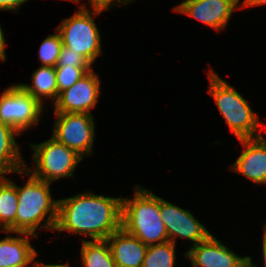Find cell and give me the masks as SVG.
<instances>
[{"label": "cell", "instance_id": "23", "mask_svg": "<svg viewBox=\"0 0 266 267\" xmlns=\"http://www.w3.org/2000/svg\"><path fill=\"white\" fill-rule=\"evenodd\" d=\"M93 66L85 57L70 48L62 46L56 66Z\"/></svg>", "mask_w": 266, "mask_h": 267}, {"label": "cell", "instance_id": "20", "mask_svg": "<svg viewBox=\"0 0 266 267\" xmlns=\"http://www.w3.org/2000/svg\"><path fill=\"white\" fill-rule=\"evenodd\" d=\"M176 245L167 241L147 246L142 267H175Z\"/></svg>", "mask_w": 266, "mask_h": 267}, {"label": "cell", "instance_id": "27", "mask_svg": "<svg viewBox=\"0 0 266 267\" xmlns=\"http://www.w3.org/2000/svg\"><path fill=\"white\" fill-rule=\"evenodd\" d=\"M263 236H262V258H263V266L266 267V223L263 226Z\"/></svg>", "mask_w": 266, "mask_h": 267}, {"label": "cell", "instance_id": "2", "mask_svg": "<svg viewBox=\"0 0 266 267\" xmlns=\"http://www.w3.org/2000/svg\"><path fill=\"white\" fill-rule=\"evenodd\" d=\"M16 174L29 177L23 186L17 185L16 232L38 236V229L54 231L58 218V199H53L51 195L52 184L32 176L25 169Z\"/></svg>", "mask_w": 266, "mask_h": 267}, {"label": "cell", "instance_id": "1", "mask_svg": "<svg viewBox=\"0 0 266 267\" xmlns=\"http://www.w3.org/2000/svg\"><path fill=\"white\" fill-rule=\"evenodd\" d=\"M122 195L111 197L92 191L58 198V218L54 232L82 235L91 240H106L121 228Z\"/></svg>", "mask_w": 266, "mask_h": 267}, {"label": "cell", "instance_id": "29", "mask_svg": "<svg viewBox=\"0 0 266 267\" xmlns=\"http://www.w3.org/2000/svg\"><path fill=\"white\" fill-rule=\"evenodd\" d=\"M69 1H72L74 3H77L78 5L80 4L79 9L81 8H87V4L86 3H81L82 1L81 0H69Z\"/></svg>", "mask_w": 266, "mask_h": 267}, {"label": "cell", "instance_id": "8", "mask_svg": "<svg viewBox=\"0 0 266 267\" xmlns=\"http://www.w3.org/2000/svg\"><path fill=\"white\" fill-rule=\"evenodd\" d=\"M57 120L53 124V133L57 141L72 149L83 159L93 154L95 141V117L86 113L53 114Z\"/></svg>", "mask_w": 266, "mask_h": 267}, {"label": "cell", "instance_id": "18", "mask_svg": "<svg viewBox=\"0 0 266 267\" xmlns=\"http://www.w3.org/2000/svg\"><path fill=\"white\" fill-rule=\"evenodd\" d=\"M17 208V184L6 175L0 176V232H16Z\"/></svg>", "mask_w": 266, "mask_h": 267}, {"label": "cell", "instance_id": "22", "mask_svg": "<svg viewBox=\"0 0 266 267\" xmlns=\"http://www.w3.org/2000/svg\"><path fill=\"white\" fill-rule=\"evenodd\" d=\"M92 69H94L93 66H55L58 95L73 86Z\"/></svg>", "mask_w": 266, "mask_h": 267}, {"label": "cell", "instance_id": "12", "mask_svg": "<svg viewBox=\"0 0 266 267\" xmlns=\"http://www.w3.org/2000/svg\"><path fill=\"white\" fill-rule=\"evenodd\" d=\"M239 0H189L183 2L176 13L184 14L220 32L227 28Z\"/></svg>", "mask_w": 266, "mask_h": 267}, {"label": "cell", "instance_id": "25", "mask_svg": "<svg viewBox=\"0 0 266 267\" xmlns=\"http://www.w3.org/2000/svg\"><path fill=\"white\" fill-rule=\"evenodd\" d=\"M266 5V0H239V9H244L246 7L261 6Z\"/></svg>", "mask_w": 266, "mask_h": 267}, {"label": "cell", "instance_id": "7", "mask_svg": "<svg viewBox=\"0 0 266 267\" xmlns=\"http://www.w3.org/2000/svg\"><path fill=\"white\" fill-rule=\"evenodd\" d=\"M45 108L18 83L0 93V122L11 126L20 134L39 125Z\"/></svg>", "mask_w": 266, "mask_h": 267}, {"label": "cell", "instance_id": "16", "mask_svg": "<svg viewBox=\"0 0 266 267\" xmlns=\"http://www.w3.org/2000/svg\"><path fill=\"white\" fill-rule=\"evenodd\" d=\"M21 136L11 126L0 122V176L21 171L25 160L15 137Z\"/></svg>", "mask_w": 266, "mask_h": 267}, {"label": "cell", "instance_id": "15", "mask_svg": "<svg viewBox=\"0 0 266 267\" xmlns=\"http://www.w3.org/2000/svg\"><path fill=\"white\" fill-rule=\"evenodd\" d=\"M116 267H142L147 245L122 227L107 239Z\"/></svg>", "mask_w": 266, "mask_h": 267}, {"label": "cell", "instance_id": "19", "mask_svg": "<svg viewBox=\"0 0 266 267\" xmlns=\"http://www.w3.org/2000/svg\"><path fill=\"white\" fill-rule=\"evenodd\" d=\"M80 254L84 267H116L107 240L82 239Z\"/></svg>", "mask_w": 266, "mask_h": 267}, {"label": "cell", "instance_id": "9", "mask_svg": "<svg viewBox=\"0 0 266 267\" xmlns=\"http://www.w3.org/2000/svg\"><path fill=\"white\" fill-rule=\"evenodd\" d=\"M160 215L166 227L169 241L177 244V239L192 241L195 246L205 241L212 233L196 219L189 210H185L160 198Z\"/></svg>", "mask_w": 266, "mask_h": 267}, {"label": "cell", "instance_id": "17", "mask_svg": "<svg viewBox=\"0 0 266 267\" xmlns=\"http://www.w3.org/2000/svg\"><path fill=\"white\" fill-rule=\"evenodd\" d=\"M18 85L44 107L46 100H50L52 106L58 98L56 71L53 66H40L32 73L31 84Z\"/></svg>", "mask_w": 266, "mask_h": 267}, {"label": "cell", "instance_id": "4", "mask_svg": "<svg viewBox=\"0 0 266 267\" xmlns=\"http://www.w3.org/2000/svg\"><path fill=\"white\" fill-rule=\"evenodd\" d=\"M207 75L209 80L208 92L234 136L238 140L262 136L260 131L265 128L246 99L219 77L213 69H209Z\"/></svg>", "mask_w": 266, "mask_h": 267}, {"label": "cell", "instance_id": "14", "mask_svg": "<svg viewBox=\"0 0 266 267\" xmlns=\"http://www.w3.org/2000/svg\"><path fill=\"white\" fill-rule=\"evenodd\" d=\"M4 232L7 236L0 240V267H30L38 254L30 239L38 236L29 233ZM11 234L16 236L13 237Z\"/></svg>", "mask_w": 266, "mask_h": 267}, {"label": "cell", "instance_id": "28", "mask_svg": "<svg viewBox=\"0 0 266 267\" xmlns=\"http://www.w3.org/2000/svg\"><path fill=\"white\" fill-rule=\"evenodd\" d=\"M6 46L7 44L6 43H0V60L2 62H5L6 59H7V55H6Z\"/></svg>", "mask_w": 266, "mask_h": 267}, {"label": "cell", "instance_id": "31", "mask_svg": "<svg viewBox=\"0 0 266 267\" xmlns=\"http://www.w3.org/2000/svg\"><path fill=\"white\" fill-rule=\"evenodd\" d=\"M185 1H189V0H184V1H182L181 3H179L177 6H173V11H175L183 2H185Z\"/></svg>", "mask_w": 266, "mask_h": 267}, {"label": "cell", "instance_id": "26", "mask_svg": "<svg viewBox=\"0 0 266 267\" xmlns=\"http://www.w3.org/2000/svg\"><path fill=\"white\" fill-rule=\"evenodd\" d=\"M39 253L35 256L34 261H33V267H71L69 263H64V264H43L40 260H37V256ZM35 260H37L35 262Z\"/></svg>", "mask_w": 266, "mask_h": 267}, {"label": "cell", "instance_id": "30", "mask_svg": "<svg viewBox=\"0 0 266 267\" xmlns=\"http://www.w3.org/2000/svg\"><path fill=\"white\" fill-rule=\"evenodd\" d=\"M4 30H2V26L0 25V43H6L5 40V33L3 32Z\"/></svg>", "mask_w": 266, "mask_h": 267}, {"label": "cell", "instance_id": "11", "mask_svg": "<svg viewBox=\"0 0 266 267\" xmlns=\"http://www.w3.org/2000/svg\"><path fill=\"white\" fill-rule=\"evenodd\" d=\"M101 81L92 69L73 86L61 91L52 105L58 113H86L97 105L101 92Z\"/></svg>", "mask_w": 266, "mask_h": 267}, {"label": "cell", "instance_id": "10", "mask_svg": "<svg viewBox=\"0 0 266 267\" xmlns=\"http://www.w3.org/2000/svg\"><path fill=\"white\" fill-rule=\"evenodd\" d=\"M192 267H258L250 256H239L211 234L183 254Z\"/></svg>", "mask_w": 266, "mask_h": 267}, {"label": "cell", "instance_id": "21", "mask_svg": "<svg viewBox=\"0 0 266 267\" xmlns=\"http://www.w3.org/2000/svg\"><path fill=\"white\" fill-rule=\"evenodd\" d=\"M55 32L47 36L39 46L38 58L41 61V66L55 67L57 65L63 43L59 32L56 29Z\"/></svg>", "mask_w": 266, "mask_h": 267}, {"label": "cell", "instance_id": "24", "mask_svg": "<svg viewBox=\"0 0 266 267\" xmlns=\"http://www.w3.org/2000/svg\"><path fill=\"white\" fill-rule=\"evenodd\" d=\"M88 5L92 10L96 11H105L110 10L117 6H127L128 4L132 3L135 0H87Z\"/></svg>", "mask_w": 266, "mask_h": 267}, {"label": "cell", "instance_id": "6", "mask_svg": "<svg viewBox=\"0 0 266 267\" xmlns=\"http://www.w3.org/2000/svg\"><path fill=\"white\" fill-rule=\"evenodd\" d=\"M101 13L89 10L88 7L78 8L75 14L63 19L55 28L61 36L63 45L81 54L92 65L102 53L101 32L94 21V16Z\"/></svg>", "mask_w": 266, "mask_h": 267}, {"label": "cell", "instance_id": "13", "mask_svg": "<svg viewBox=\"0 0 266 267\" xmlns=\"http://www.w3.org/2000/svg\"><path fill=\"white\" fill-rule=\"evenodd\" d=\"M243 151L230 170L244 175L253 183L266 185V137L239 139Z\"/></svg>", "mask_w": 266, "mask_h": 267}, {"label": "cell", "instance_id": "3", "mask_svg": "<svg viewBox=\"0 0 266 267\" xmlns=\"http://www.w3.org/2000/svg\"><path fill=\"white\" fill-rule=\"evenodd\" d=\"M134 190V198L122 197L121 227L147 246L169 241L160 215V197L141 185Z\"/></svg>", "mask_w": 266, "mask_h": 267}, {"label": "cell", "instance_id": "5", "mask_svg": "<svg viewBox=\"0 0 266 267\" xmlns=\"http://www.w3.org/2000/svg\"><path fill=\"white\" fill-rule=\"evenodd\" d=\"M29 145L33 150L32 161L35 168L25 164L24 169L32 176L51 184L61 178L74 179L76 167L84 160L54 137L39 144Z\"/></svg>", "mask_w": 266, "mask_h": 267}]
</instances>
